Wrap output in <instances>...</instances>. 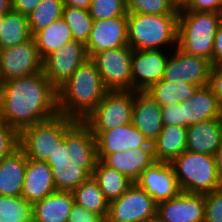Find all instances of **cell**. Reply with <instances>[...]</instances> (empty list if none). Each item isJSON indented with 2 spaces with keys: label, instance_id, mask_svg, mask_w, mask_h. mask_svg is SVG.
<instances>
[{
  "label": "cell",
  "instance_id": "obj_42",
  "mask_svg": "<svg viewBox=\"0 0 222 222\" xmlns=\"http://www.w3.org/2000/svg\"><path fill=\"white\" fill-rule=\"evenodd\" d=\"M208 86L211 88L213 94L218 98L222 105V67L213 65L210 71V78Z\"/></svg>",
  "mask_w": 222,
  "mask_h": 222
},
{
  "label": "cell",
  "instance_id": "obj_37",
  "mask_svg": "<svg viewBox=\"0 0 222 222\" xmlns=\"http://www.w3.org/2000/svg\"><path fill=\"white\" fill-rule=\"evenodd\" d=\"M20 146V133L0 120V162Z\"/></svg>",
  "mask_w": 222,
  "mask_h": 222
},
{
  "label": "cell",
  "instance_id": "obj_34",
  "mask_svg": "<svg viewBox=\"0 0 222 222\" xmlns=\"http://www.w3.org/2000/svg\"><path fill=\"white\" fill-rule=\"evenodd\" d=\"M62 18L71 28L73 39L86 45L94 22V19L90 16L89 11L64 6Z\"/></svg>",
  "mask_w": 222,
  "mask_h": 222
},
{
  "label": "cell",
  "instance_id": "obj_17",
  "mask_svg": "<svg viewBox=\"0 0 222 222\" xmlns=\"http://www.w3.org/2000/svg\"><path fill=\"white\" fill-rule=\"evenodd\" d=\"M136 184L157 204L172 199L181 192L173 166L167 162H154L141 173Z\"/></svg>",
  "mask_w": 222,
  "mask_h": 222
},
{
  "label": "cell",
  "instance_id": "obj_38",
  "mask_svg": "<svg viewBox=\"0 0 222 222\" xmlns=\"http://www.w3.org/2000/svg\"><path fill=\"white\" fill-rule=\"evenodd\" d=\"M204 222H222V187L205 194Z\"/></svg>",
  "mask_w": 222,
  "mask_h": 222
},
{
  "label": "cell",
  "instance_id": "obj_23",
  "mask_svg": "<svg viewBox=\"0 0 222 222\" xmlns=\"http://www.w3.org/2000/svg\"><path fill=\"white\" fill-rule=\"evenodd\" d=\"M222 142V117L198 122L187 127L186 150L214 155Z\"/></svg>",
  "mask_w": 222,
  "mask_h": 222
},
{
  "label": "cell",
  "instance_id": "obj_22",
  "mask_svg": "<svg viewBox=\"0 0 222 222\" xmlns=\"http://www.w3.org/2000/svg\"><path fill=\"white\" fill-rule=\"evenodd\" d=\"M55 191L51 167L46 162L28 159L21 196L33 204Z\"/></svg>",
  "mask_w": 222,
  "mask_h": 222
},
{
  "label": "cell",
  "instance_id": "obj_3",
  "mask_svg": "<svg viewBox=\"0 0 222 222\" xmlns=\"http://www.w3.org/2000/svg\"><path fill=\"white\" fill-rule=\"evenodd\" d=\"M107 91L96 65L88 58L57 90L58 112L83 121Z\"/></svg>",
  "mask_w": 222,
  "mask_h": 222
},
{
  "label": "cell",
  "instance_id": "obj_5",
  "mask_svg": "<svg viewBox=\"0 0 222 222\" xmlns=\"http://www.w3.org/2000/svg\"><path fill=\"white\" fill-rule=\"evenodd\" d=\"M221 21L218 12L179 11L177 48L206 58L213 65V43Z\"/></svg>",
  "mask_w": 222,
  "mask_h": 222
},
{
  "label": "cell",
  "instance_id": "obj_1",
  "mask_svg": "<svg viewBox=\"0 0 222 222\" xmlns=\"http://www.w3.org/2000/svg\"><path fill=\"white\" fill-rule=\"evenodd\" d=\"M57 114V89L43 71L0 84V120L19 133Z\"/></svg>",
  "mask_w": 222,
  "mask_h": 222
},
{
  "label": "cell",
  "instance_id": "obj_29",
  "mask_svg": "<svg viewBox=\"0 0 222 222\" xmlns=\"http://www.w3.org/2000/svg\"><path fill=\"white\" fill-rule=\"evenodd\" d=\"M92 176L109 203L118 199L132 185L124 174L105 166L100 160L97 161Z\"/></svg>",
  "mask_w": 222,
  "mask_h": 222
},
{
  "label": "cell",
  "instance_id": "obj_44",
  "mask_svg": "<svg viewBox=\"0 0 222 222\" xmlns=\"http://www.w3.org/2000/svg\"><path fill=\"white\" fill-rule=\"evenodd\" d=\"M222 62V21L219 23L213 43V65Z\"/></svg>",
  "mask_w": 222,
  "mask_h": 222
},
{
  "label": "cell",
  "instance_id": "obj_35",
  "mask_svg": "<svg viewBox=\"0 0 222 222\" xmlns=\"http://www.w3.org/2000/svg\"><path fill=\"white\" fill-rule=\"evenodd\" d=\"M128 14L179 15L169 0H126Z\"/></svg>",
  "mask_w": 222,
  "mask_h": 222
},
{
  "label": "cell",
  "instance_id": "obj_47",
  "mask_svg": "<svg viewBox=\"0 0 222 222\" xmlns=\"http://www.w3.org/2000/svg\"><path fill=\"white\" fill-rule=\"evenodd\" d=\"M12 10V0H0V14H6Z\"/></svg>",
  "mask_w": 222,
  "mask_h": 222
},
{
  "label": "cell",
  "instance_id": "obj_33",
  "mask_svg": "<svg viewBox=\"0 0 222 222\" xmlns=\"http://www.w3.org/2000/svg\"><path fill=\"white\" fill-rule=\"evenodd\" d=\"M0 222H33V206L22 196L0 195Z\"/></svg>",
  "mask_w": 222,
  "mask_h": 222
},
{
  "label": "cell",
  "instance_id": "obj_6",
  "mask_svg": "<svg viewBox=\"0 0 222 222\" xmlns=\"http://www.w3.org/2000/svg\"><path fill=\"white\" fill-rule=\"evenodd\" d=\"M170 164L183 192L205 195L222 187L214 155L185 150Z\"/></svg>",
  "mask_w": 222,
  "mask_h": 222
},
{
  "label": "cell",
  "instance_id": "obj_14",
  "mask_svg": "<svg viewBox=\"0 0 222 222\" xmlns=\"http://www.w3.org/2000/svg\"><path fill=\"white\" fill-rule=\"evenodd\" d=\"M91 133L95 137L98 160L109 153L153 148L144 134L132 123L109 130H91Z\"/></svg>",
  "mask_w": 222,
  "mask_h": 222
},
{
  "label": "cell",
  "instance_id": "obj_11",
  "mask_svg": "<svg viewBox=\"0 0 222 222\" xmlns=\"http://www.w3.org/2000/svg\"><path fill=\"white\" fill-rule=\"evenodd\" d=\"M156 213L155 200L137 184H132L118 199L109 203L105 222H143Z\"/></svg>",
  "mask_w": 222,
  "mask_h": 222
},
{
  "label": "cell",
  "instance_id": "obj_25",
  "mask_svg": "<svg viewBox=\"0 0 222 222\" xmlns=\"http://www.w3.org/2000/svg\"><path fill=\"white\" fill-rule=\"evenodd\" d=\"M27 161L19 146L0 162V195L21 196Z\"/></svg>",
  "mask_w": 222,
  "mask_h": 222
},
{
  "label": "cell",
  "instance_id": "obj_45",
  "mask_svg": "<svg viewBox=\"0 0 222 222\" xmlns=\"http://www.w3.org/2000/svg\"><path fill=\"white\" fill-rule=\"evenodd\" d=\"M64 6L88 10L92 0H62Z\"/></svg>",
  "mask_w": 222,
  "mask_h": 222
},
{
  "label": "cell",
  "instance_id": "obj_40",
  "mask_svg": "<svg viewBox=\"0 0 222 222\" xmlns=\"http://www.w3.org/2000/svg\"><path fill=\"white\" fill-rule=\"evenodd\" d=\"M179 11H202L218 12L222 11V0H188L183 9Z\"/></svg>",
  "mask_w": 222,
  "mask_h": 222
},
{
  "label": "cell",
  "instance_id": "obj_32",
  "mask_svg": "<svg viewBox=\"0 0 222 222\" xmlns=\"http://www.w3.org/2000/svg\"><path fill=\"white\" fill-rule=\"evenodd\" d=\"M64 3L62 0H41L28 15V24L32 36L62 18Z\"/></svg>",
  "mask_w": 222,
  "mask_h": 222
},
{
  "label": "cell",
  "instance_id": "obj_7",
  "mask_svg": "<svg viewBox=\"0 0 222 222\" xmlns=\"http://www.w3.org/2000/svg\"><path fill=\"white\" fill-rule=\"evenodd\" d=\"M76 121L57 114L48 120L28 126L20 132V147L28 159L46 162L64 139L66 131Z\"/></svg>",
  "mask_w": 222,
  "mask_h": 222
},
{
  "label": "cell",
  "instance_id": "obj_30",
  "mask_svg": "<svg viewBox=\"0 0 222 222\" xmlns=\"http://www.w3.org/2000/svg\"><path fill=\"white\" fill-rule=\"evenodd\" d=\"M77 205L101 215L105 220L109 213V202L99 188L98 182L90 176L80 186L72 191Z\"/></svg>",
  "mask_w": 222,
  "mask_h": 222
},
{
  "label": "cell",
  "instance_id": "obj_43",
  "mask_svg": "<svg viewBox=\"0 0 222 222\" xmlns=\"http://www.w3.org/2000/svg\"><path fill=\"white\" fill-rule=\"evenodd\" d=\"M41 0H12V10L28 17Z\"/></svg>",
  "mask_w": 222,
  "mask_h": 222
},
{
  "label": "cell",
  "instance_id": "obj_41",
  "mask_svg": "<svg viewBox=\"0 0 222 222\" xmlns=\"http://www.w3.org/2000/svg\"><path fill=\"white\" fill-rule=\"evenodd\" d=\"M67 222H105V219L101 215L74 203Z\"/></svg>",
  "mask_w": 222,
  "mask_h": 222
},
{
  "label": "cell",
  "instance_id": "obj_2",
  "mask_svg": "<svg viewBox=\"0 0 222 222\" xmlns=\"http://www.w3.org/2000/svg\"><path fill=\"white\" fill-rule=\"evenodd\" d=\"M98 161L94 135L83 121H76L46 163L51 167L56 190L70 191L93 175Z\"/></svg>",
  "mask_w": 222,
  "mask_h": 222
},
{
  "label": "cell",
  "instance_id": "obj_18",
  "mask_svg": "<svg viewBox=\"0 0 222 222\" xmlns=\"http://www.w3.org/2000/svg\"><path fill=\"white\" fill-rule=\"evenodd\" d=\"M164 222H204L205 195L181 191L176 197L157 204Z\"/></svg>",
  "mask_w": 222,
  "mask_h": 222
},
{
  "label": "cell",
  "instance_id": "obj_9",
  "mask_svg": "<svg viewBox=\"0 0 222 222\" xmlns=\"http://www.w3.org/2000/svg\"><path fill=\"white\" fill-rule=\"evenodd\" d=\"M132 53L130 46H123L90 57L108 91H132Z\"/></svg>",
  "mask_w": 222,
  "mask_h": 222
},
{
  "label": "cell",
  "instance_id": "obj_12",
  "mask_svg": "<svg viewBox=\"0 0 222 222\" xmlns=\"http://www.w3.org/2000/svg\"><path fill=\"white\" fill-rule=\"evenodd\" d=\"M87 59L85 45L72 40L43 59L42 71L58 90Z\"/></svg>",
  "mask_w": 222,
  "mask_h": 222
},
{
  "label": "cell",
  "instance_id": "obj_36",
  "mask_svg": "<svg viewBox=\"0 0 222 222\" xmlns=\"http://www.w3.org/2000/svg\"><path fill=\"white\" fill-rule=\"evenodd\" d=\"M88 11L94 21L128 16L126 0H92Z\"/></svg>",
  "mask_w": 222,
  "mask_h": 222
},
{
  "label": "cell",
  "instance_id": "obj_21",
  "mask_svg": "<svg viewBox=\"0 0 222 222\" xmlns=\"http://www.w3.org/2000/svg\"><path fill=\"white\" fill-rule=\"evenodd\" d=\"M222 117V105L207 85L183 102V127Z\"/></svg>",
  "mask_w": 222,
  "mask_h": 222
},
{
  "label": "cell",
  "instance_id": "obj_16",
  "mask_svg": "<svg viewBox=\"0 0 222 222\" xmlns=\"http://www.w3.org/2000/svg\"><path fill=\"white\" fill-rule=\"evenodd\" d=\"M165 50H133L132 91H146L163 79L169 59Z\"/></svg>",
  "mask_w": 222,
  "mask_h": 222
},
{
  "label": "cell",
  "instance_id": "obj_28",
  "mask_svg": "<svg viewBox=\"0 0 222 222\" xmlns=\"http://www.w3.org/2000/svg\"><path fill=\"white\" fill-rule=\"evenodd\" d=\"M32 39L28 17L11 10L5 14L0 31V49L13 47Z\"/></svg>",
  "mask_w": 222,
  "mask_h": 222
},
{
  "label": "cell",
  "instance_id": "obj_50",
  "mask_svg": "<svg viewBox=\"0 0 222 222\" xmlns=\"http://www.w3.org/2000/svg\"><path fill=\"white\" fill-rule=\"evenodd\" d=\"M4 17H5V14H0V31L2 28V23H3Z\"/></svg>",
  "mask_w": 222,
  "mask_h": 222
},
{
  "label": "cell",
  "instance_id": "obj_13",
  "mask_svg": "<svg viewBox=\"0 0 222 222\" xmlns=\"http://www.w3.org/2000/svg\"><path fill=\"white\" fill-rule=\"evenodd\" d=\"M42 64L43 60L33 38L22 44L0 49V83L41 72Z\"/></svg>",
  "mask_w": 222,
  "mask_h": 222
},
{
  "label": "cell",
  "instance_id": "obj_31",
  "mask_svg": "<svg viewBox=\"0 0 222 222\" xmlns=\"http://www.w3.org/2000/svg\"><path fill=\"white\" fill-rule=\"evenodd\" d=\"M199 86L190 83L166 82L163 79L151 85L145 92L161 106L182 103L192 97Z\"/></svg>",
  "mask_w": 222,
  "mask_h": 222
},
{
  "label": "cell",
  "instance_id": "obj_24",
  "mask_svg": "<svg viewBox=\"0 0 222 222\" xmlns=\"http://www.w3.org/2000/svg\"><path fill=\"white\" fill-rule=\"evenodd\" d=\"M75 203L70 191L56 190L33 206V222H67Z\"/></svg>",
  "mask_w": 222,
  "mask_h": 222
},
{
  "label": "cell",
  "instance_id": "obj_4",
  "mask_svg": "<svg viewBox=\"0 0 222 222\" xmlns=\"http://www.w3.org/2000/svg\"><path fill=\"white\" fill-rule=\"evenodd\" d=\"M178 18L179 15L128 14V45L132 50H172L177 47Z\"/></svg>",
  "mask_w": 222,
  "mask_h": 222
},
{
  "label": "cell",
  "instance_id": "obj_27",
  "mask_svg": "<svg viewBox=\"0 0 222 222\" xmlns=\"http://www.w3.org/2000/svg\"><path fill=\"white\" fill-rule=\"evenodd\" d=\"M32 38L42 60L51 52L74 40L71 28L63 18L55 20L48 27L36 32Z\"/></svg>",
  "mask_w": 222,
  "mask_h": 222
},
{
  "label": "cell",
  "instance_id": "obj_48",
  "mask_svg": "<svg viewBox=\"0 0 222 222\" xmlns=\"http://www.w3.org/2000/svg\"><path fill=\"white\" fill-rule=\"evenodd\" d=\"M169 1L178 10L183 9L188 2V0H169Z\"/></svg>",
  "mask_w": 222,
  "mask_h": 222
},
{
  "label": "cell",
  "instance_id": "obj_26",
  "mask_svg": "<svg viewBox=\"0 0 222 222\" xmlns=\"http://www.w3.org/2000/svg\"><path fill=\"white\" fill-rule=\"evenodd\" d=\"M156 161L171 163L187 146V128L163 126L159 136L152 143Z\"/></svg>",
  "mask_w": 222,
  "mask_h": 222
},
{
  "label": "cell",
  "instance_id": "obj_39",
  "mask_svg": "<svg viewBox=\"0 0 222 222\" xmlns=\"http://www.w3.org/2000/svg\"><path fill=\"white\" fill-rule=\"evenodd\" d=\"M163 125L183 127V102L162 106Z\"/></svg>",
  "mask_w": 222,
  "mask_h": 222
},
{
  "label": "cell",
  "instance_id": "obj_49",
  "mask_svg": "<svg viewBox=\"0 0 222 222\" xmlns=\"http://www.w3.org/2000/svg\"><path fill=\"white\" fill-rule=\"evenodd\" d=\"M143 222H164L161 217L156 213L155 215L147 218Z\"/></svg>",
  "mask_w": 222,
  "mask_h": 222
},
{
  "label": "cell",
  "instance_id": "obj_15",
  "mask_svg": "<svg viewBox=\"0 0 222 222\" xmlns=\"http://www.w3.org/2000/svg\"><path fill=\"white\" fill-rule=\"evenodd\" d=\"M128 45V16L101 19L93 22L85 48L88 58L104 50Z\"/></svg>",
  "mask_w": 222,
  "mask_h": 222
},
{
  "label": "cell",
  "instance_id": "obj_46",
  "mask_svg": "<svg viewBox=\"0 0 222 222\" xmlns=\"http://www.w3.org/2000/svg\"><path fill=\"white\" fill-rule=\"evenodd\" d=\"M215 158H216V164H217V172H218L219 180L222 186V142H221L220 147L217 149Z\"/></svg>",
  "mask_w": 222,
  "mask_h": 222
},
{
  "label": "cell",
  "instance_id": "obj_19",
  "mask_svg": "<svg viewBox=\"0 0 222 222\" xmlns=\"http://www.w3.org/2000/svg\"><path fill=\"white\" fill-rule=\"evenodd\" d=\"M132 124L137 127L152 144L162 128V106L145 91H134Z\"/></svg>",
  "mask_w": 222,
  "mask_h": 222
},
{
  "label": "cell",
  "instance_id": "obj_20",
  "mask_svg": "<svg viewBox=\"0 0 222 222\" xmlns=\"http://www.w3.org/2000/svg\"><path fill=\"white\" fill-rule=\"evenodd\" d=\"M105 166L115 169L126 176L131 184H136L141 173L155 160L153 148H137L106 154L100 160Z\"/></svg>",
  "mask_w": 222,
  "mask_h": 222
},
{
  "label": "cell",
  "instance_id": "obj_8",
  "mask_svg": "<svg viewBox=\"0 0 222 222\" xmlns=\"http://www.w3.org/2000/svg\"><path fill=\"white\" fill-rule=\"evenodd\" d=\"M134 91H107L83 122L90 130H109L132 123Z\"/></svg>",
  "mask_w": 222,
  "mask_h": 222
},
{
  "label": "cell",
  "instance_id": "obj_10",
  "mask_svg": "<svg viewBox=\"0 0 222 222\" xmlns=\"http://www.w3.org/2000/svg\"><path fill=\"white\" fill-rule=\"evenodd\" d=\"M175 50L172 54L167 51L169 59L163 80L170 83H190L199 87L207 86L213 66L211 61L201 56L183 52L177 47Z\"/></svg>",
  "mask_w": 222,
  "mask_h": 222
}]
</instances>
